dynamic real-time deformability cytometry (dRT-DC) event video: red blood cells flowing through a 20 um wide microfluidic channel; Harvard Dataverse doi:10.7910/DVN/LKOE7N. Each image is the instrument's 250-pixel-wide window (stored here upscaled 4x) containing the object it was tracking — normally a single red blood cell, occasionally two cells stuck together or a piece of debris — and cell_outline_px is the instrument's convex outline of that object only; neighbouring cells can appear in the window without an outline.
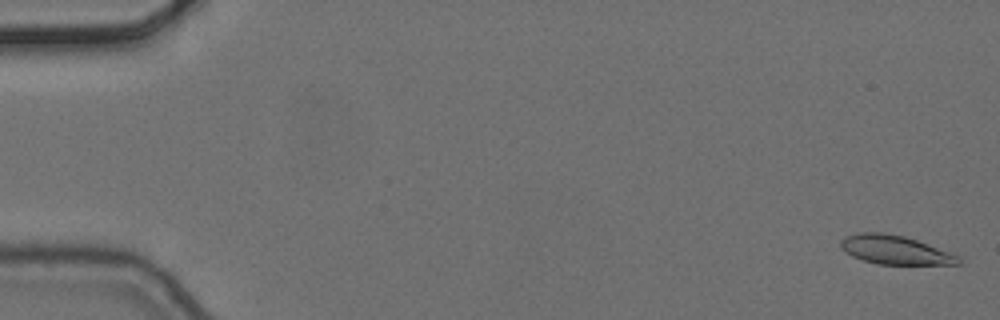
{"species": "common noctule bat (a hibernating species)", "species_latin": "Nyctalus noctula", "temperature_condition": "cold", "stored_images_in_passage": 7, "camera_frame_rate_fps": 3000, "um_per_image_px": 0.085, "animal": {"sex": "female", "body_mass_g": 24.6, "forearm_length_mm": 56.2}, "frame": {"image": 1, "passage_image": 1, "time_ms": 0.0, "image_size_px": [1000, 320], "cell_outline_px": [[960, 264], [876, 264], [852, 256], [840, 248], [840, 240], [848, 236], [860, 232], [880, 232], [904, 236], [916, 240], [960, 256]], "centroid_in_image_um": [76.05, 21.24], "position_along_channel_um": 9.0, "area_um2": 19.54}}
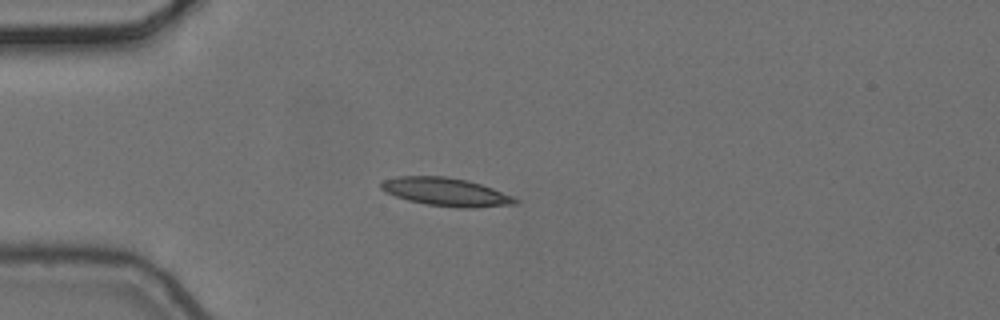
{"frame": {"image": 2, "passage_image": 5, "time_ms": 1.333, "image_size_px": [1000, 320], "cell_outline_px": [[520, 200], [516, 204], [472, 208], [460, 208], [428, 204], [408, 200], [396, 196], [380, 188], [380, 184], [384, 180], [400, 176], [448, 176], [468, 180], [492, 188], [512, 196]], "centroid_in_image_um": [37.94, 16.31], "position_along_channel_um": 47.1, "area_um2": 21.85}}
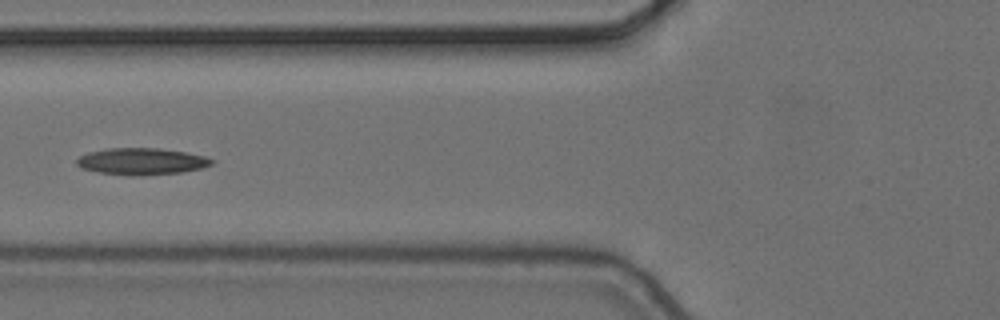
{"frame": {"image": 3, "passage_image": 7, "time_ms": 2.0, "image_size_px": [1000, 320], "cell_outline_px": [[216, 160], [212, 164], [204, 168], [180, 172], [140, 176], [132, 176], [100, 172], [80, 168], [76, 164], [76, 160], [80, 156], [88, 152], [108, 148], [160, 148], [184, 152], [204, 156]], "centroid_in_image_um": [12.04, 13.72], "position_along_channel_um": 113.8, "area_um2": 21.1}}